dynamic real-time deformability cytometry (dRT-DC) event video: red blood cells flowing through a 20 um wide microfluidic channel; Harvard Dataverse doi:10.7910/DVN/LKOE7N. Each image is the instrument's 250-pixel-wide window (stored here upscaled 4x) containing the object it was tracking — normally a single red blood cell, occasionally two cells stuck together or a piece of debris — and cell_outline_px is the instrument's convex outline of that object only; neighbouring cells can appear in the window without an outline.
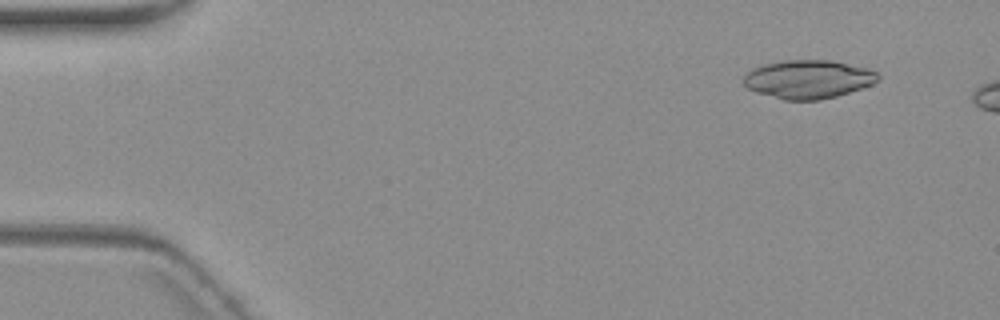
{"species": "common noctule bat (a hibernating species)", "species_latin": "Nyctalus noctula", "temperature_condition": "warm", "stored_images_in_passage": 3, "camera_frame_rate_fps": 3000, "um_per_image_px": 0.085, "animal": {"sex": "female", "body_mass_g": 19.3, "forearm_length_mm": 54.1}, "frame": {"image": 1, "passage_image": 1, "time_ms": 0.0, "image_size_px": [1000, 320], "cell_outline_px": [[880, 80], [872, 84], [836, 96], [820, 100], [784, 100], [756, 92], [748, 88], [740, 80], [752, 68], [764, 64], [784, 60], [832, 60], [868, 68], [876, 72], [880, 76]], "centroid_in_image_um": [68.68, 6.73], "position_along_channel_um": 16.3, "area_um2": 30.23}}